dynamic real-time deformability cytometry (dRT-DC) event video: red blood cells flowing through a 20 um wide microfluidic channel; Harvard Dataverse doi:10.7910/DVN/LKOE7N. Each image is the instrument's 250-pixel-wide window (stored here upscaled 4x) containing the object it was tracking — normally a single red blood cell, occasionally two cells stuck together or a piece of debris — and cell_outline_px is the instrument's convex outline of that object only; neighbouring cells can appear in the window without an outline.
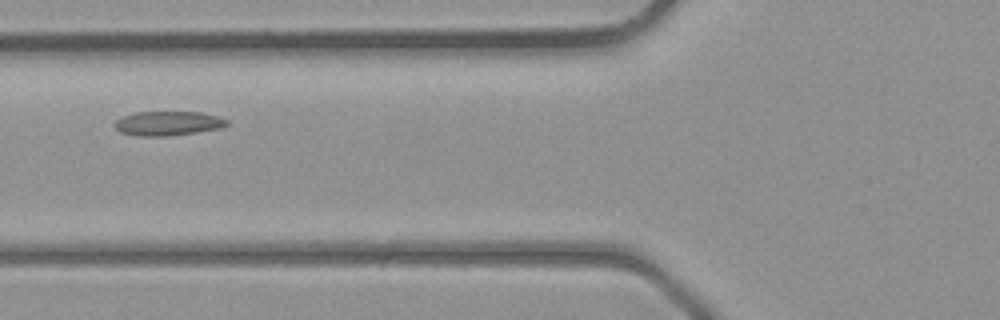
{"species": "common noctule bat (a hibernating species)", "species_latin": "Nyctalus noctula", "temperature_condition": "room temperature", "stored_images_in_passage": 3, "camera_frame_rate_fps": 3000, "um_per_image_px": 0.085, "animal": {"sex": "male", "body_mass_g": 23.1, "forearm_length_mm": 52.7}, "frame": {"image": 1, "passage_image": 3, "time_ms": 2.333, "image_size_px": [1000, 320], "cell_outline_px": [[228, 124], [220, 128], [196, 132], [168, 136], [140, 136], [120, 132], [112, 124], [116, 120], [124, 116], [136, 112], [200, 112], [220, 116], [228, 120]], "centroid_in_image_um": [14.28, 10.48], "position_along_channel_um": 111.5, "area_um2": 15.9}}